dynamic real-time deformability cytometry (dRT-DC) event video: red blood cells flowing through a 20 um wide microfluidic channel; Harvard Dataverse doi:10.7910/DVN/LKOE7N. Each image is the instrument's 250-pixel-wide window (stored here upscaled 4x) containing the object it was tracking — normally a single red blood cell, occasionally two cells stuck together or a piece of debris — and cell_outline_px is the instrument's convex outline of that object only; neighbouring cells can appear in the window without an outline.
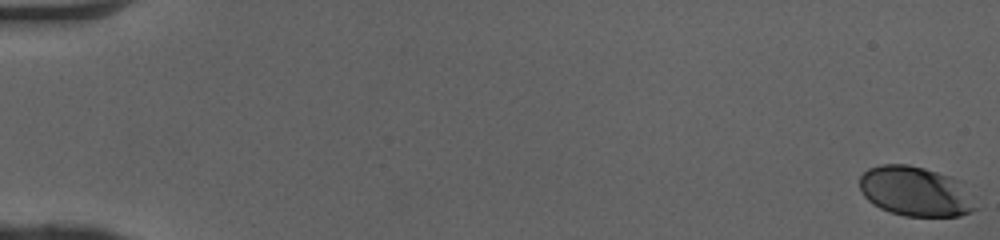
{"species": "human", "species_latin": "Homo sapiens", "temperature_condition": "cold", "stored_images_in_passage": 52, "camera_frame_rate_fps": 3000, "um_per_image_px": 0.085, "donor": {"sex": "female"}, "frame": {"image": 1, "passage_image": 1, "time_ms": 0.0, "image_size_px": [1000, 240], "cell_outline_px": [[980, 208], [972, 212], [960, 216], [904, 216], [880, 208], [872, 204], [864, 196], [860, 188], [860, 176], [868, 168], [880, 164], [908, 164], [924, 168], [948, 176], [956, 180]], "centroid_in_image_um": [77.78, 16.28], "position_along_channel_um": 7.2, "area_um2": 33.41}}
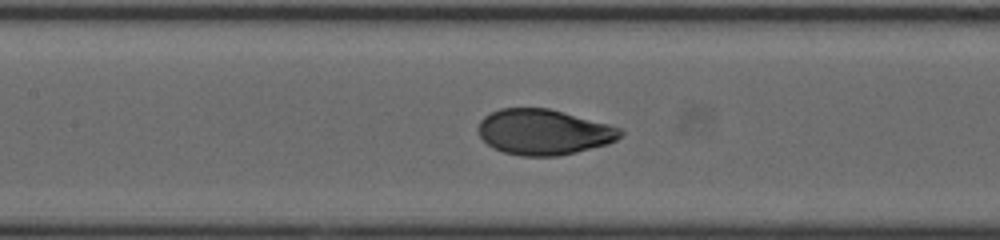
{"frame": {"image": 2, "passage_image": 26, "time_ms": 8.333, "image_size_px": [1000, 240], "cell_outline_px": [[624, 132], [616, 140], [608, 144], [576, 152], [556, 156], [520, 156], [504, 152], [492, 148], [480, 136], [480, 120], [484, 116], [500, 108], [548, 108], [608, 124], [620, 128]], "centroid_in_image_um": [46.22, 11.23], "position_along_channel_um": 161.2, "area_um2": 37.45}}
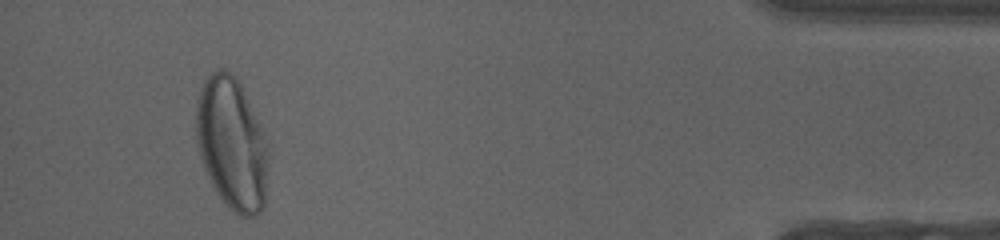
{"frame": {"image": 3, "passage_image": 49, "time_ms": 16.0, "image_size_px": [1000, 240], "cell_outline_px": [[268, 164], [264, 204], [260, 212], [256, 216], [240, 216], [216, 192], [204, 168], [196, 144], [196, 100], [204, 80], [212, 72], [220, 68], [224, 68], [236, 76], [264, 132], [268, 144]], "centroid_in_image_um": [19.7, 12.18], "position_along_channel_um": 415.5, "area_um2": 55.6}, "authors_computed_cell_mechanics": {"area_um2": 38.0035, "velocity_mm_per_s": 4.074, "shape_relaxation_time_tau1_ms": 2.9946, "shape_relaxation_time_tau2_ms": null, "deformation_change_tau1": 0.1676, "deformation_change_tau2": null}}